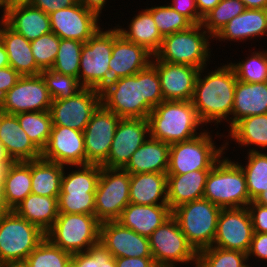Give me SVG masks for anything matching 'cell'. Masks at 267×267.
Here are the masks:
<instances>
[{
    "label": "cell",
    "mask_w": 267,
    "mask_h": 267,
    "mask_svg": "<svg viewBox=\"0 0 267 267\" xmlns=\"http://www.w3.org/2000/svg\"><path fill=\"white\" fill-rule=\"evenodd\" d=\"M21 75L11 66L0 68V99L18 82Z\"/></svg>",
    "instance_id": "obj_52"
},
{
    "label": "cell",
    "mask_w": 267,
    "mask_h": 267,
    "mask_svg": "<svg viewBox=\"0 0 267 267\" xmlns=\"http://www.w3.org/2000/svg\"><path fill=\"white\" fill-rule=\"evenodd\" d=\"M52 97L40 74L21 76L0 99V109L9 115L22 112L49 111Z\"/></svg>",
    "instance_id": "obj_14"
},
{
    "label": "cell",
    "mask_w": 267,
    "mask_h": 267,
    "mask_svg": "<svg viewBox=\"0 0 267 267\" xmlns=\"http://www.w3.org/2000/svg\"><path fill=\"white\" fill-rule=\"evenodd\" d=\"M247 9H267V0H241Z\"/></svg>",
    "instance_id": "obj_58"
},
{
    "label": "cell",
    "mask_w": 267,
    "mask_h": 267,
    "mask_svg": "<svg viewBox=\"0 0 267 267\" xmlns=\"http://www.w3.org/2000/svg\"><path fill=\"white\" fill-rule=\"evenodd\" d=\"M172 215L169 205H140L129 203L117 220L123 226L149 238Z\"/></svg>",
    "instance_id": "obj_26"
},
{
    "label": "cell",
    "mask_w": 267,
    "mask_h": 267,
    "mask_svg": "<svg viewBox=\"0 0 267 267\" xmlns=\"http://www.w3.org/2000/svg\"><path fill=\"white\" fill-rule=\"evenodd\" d=\"M100 242L117 257H152L149 238L144 237L116 221L100 225Z\"/></svg>",
    "instance_id": "obj_21"
},
{
    "label": "cell",
    "mask_w": 267,
    "mask_h": 267,
    "mask_svg": "<svg viewBox=\"0 0 267 267\" xmlns=\"http://www.w3.org/2000/svg\"><path fill=\"white\" fill-rule=\"evenodd\" d=\"M248 205L251 206L247 208L252 219L254 233H267V207L254 201Z\"/></svg>",
    "instance_id": "obj_49"
},
{
    "label": "cell",
    "mask_w": 267,
    "mask_h": 267,
    "mask_svg": "<svg viewBox=\"0 0 267 267\" xmlns=\"http://www.w3.org/2000/svg\"><path fill=\"white\" fill-rule=\"evenodd\" d=\"M221 210V207L201 198L176 207L172 215L176 218L188 243L198 253L213 246Z\"/></svg>",
    "instance_id": "obj_5"
},
{
    "label": "cell",
    "mask_w": 267,
    "mask_h": 267,
    "mask_svg": "<svg viewBox=\"0 0 267 267\" xmlns=\"http://www.w3.org/2000/svg\"><path fill=\"white\" fill-rule=\"evenodd\" d=\"M30 0H3L4 6L15 3H28Z\"/></svg>",
    "instance_id": "obj_62"
},
{
    "label": "cell",
    "mask_w": 267,
    "mask_h": 267,
    "mask_svg": "<svg viewBox=\"0 0 267 267\" xmlns=\"http://www.w3.org/2000/svg\"><path fill=\"white\" fill-rule=\"evenodd\" d=\"M101 101L120 118L147 119L164 101L157 69L150 64L135 75L111 81L101 90Z\"/></svg>",
    "instance_id": "obj_1"
},
{
    "label": "cell",
    "mask_w": 267,
    "mask_h": 267,
    "mask_svg": "<svg viewBox=\"0 0 267 267\" xmlns=\"http://www.w3.org/2000/svg\"><path fill=\"white\" fill-rule=\"evenodd\" d=\"M41 158L61 165H86L84 134L69 127L52 126Z\"/></svg>",
    "instance_id": "obj_20"
},
{
    "label": "cell",
    "mask_w": 267,
    "mask_h": 267,
    "mask_svg": "<svg viewBox=\"0 0 267 267\" xmlns=\"http://www.w3.org/2000/svg\"><path fill=\"white\" fill-rule=\"evenodd\" d=\"M170 145L150 137L131 156L123 168L129 174L167 173Z\"/></svg>",
    "instance_id": "obj_28"
},
{
    "label": "cell",
    "mask_w": 267,
    "mask_h": 267,
    "mask_svg": "<svg viewBox=\"0 0 267 267\" xmlns=\"http://www.w3.org/2000/svg\"><path fill=\"white\" fill-rule=\"evenodd\" d=\"M203 198L221 208L248 206L251 200L241 165L219 159L209 171Z\"/></svg>",
    "instance_id": "obj_4"
},
{
    "label": "cell",
    "mask_w": 267,
    "mask_h": 267,
    "mask_svg": "<svg viewBox=\"0 0 267 267\" xmlns=\"http://www.w3.org/2000/svg\"><path fill=\"white\" fill-rule=\"evenodd\" d=\"M0 142L14 162L41 158V151L33 144L20 126L15 115L1 110Z\"/></svg>",
    "instance_id": "obj_25"
},
{
    "label": "cell",
    "mask_w": 267,
    "mask_h": 267,
    "mask_svg": "<svg viewBox=\"0 0 267 267\" xmlns=\"http://www.w3.org/2000/svg\"><path fill=\"white\" fill-rule=\"evenodd\" d=\"M3 9L2 20L28 41L52 32L50 16L29 3L6 5Z\"/></svg>",
    "instance_id": "obj_24"
},
{
    "label": "cell",
    "mask_w": 267,
    "mask_h": 267,
    "mask_svg": "<svg viewBox=\"0 0 267 267\" xmlns=\"http://www.w3.org/2000/svg\"><path fill=\"white\" fill-rule=\"evenodd\" d=\"M201 27L202 24H194L186 30L163 37L162 45L155 56L160 61L190 65L202 70L206 65V58L209 57V42L206 31L200 33Z\"/></svg>",
    "instance_id": "obj_10"
},
{
    "label": "cell",
    "mask_w": 267,
    "mask_h": 267,
    "mask_svg": "<svg viewBox=\"0 0 267 267\" xmlns=\"http://www.w3.org/2000/svg\"><path fill=\"white\" fill-rule=\"evenodd\" d=\"M0 127H1V109H0Z\"/></svg>",
    "instance_id": "obj_66"
},
{
    "label": "cell",
    "mask_w": 267,
    "mask_h": 267,
    "mask_svg": "<svg viewBox=\"0 0 267 267\" xmlns=\"http://www.w3.org/2000/svg\"><path fill=\"white\" fill-rule=\"evenodd\" d=\"M129 198L132 204L168 205L167 173L130 174ZM159 198L162 200L157 204Z\"/></svg>",
    "instance_id": "obj_31"
},
{
    "label": "cell",
    "mask_w": 267,
    "mask_h": 267,
    "mask_svg": "<svg viewBox=\"0 0 267 267\" xmlns=\"http://www.w3.org/2000/svg\"><path fill=\"white\" fill-rule=\"evenodd\" d=\"M64 165L42 158L31 160V192L40 196L59 197Z\"/></svg>",
    "instance_id": "obj_35"
},
{
    "label": "cell",
    "mask_w": 267,
    "mask_h": 267,
    "mask_svg": "<svg viewBox=\"0 0 267 267\" xmlns=\"http://www.w3.org/2000/svg\"><path fill=\"white\" fill-rule=\"evenodd\" d=\"M153 57L143 46L125 39L117 29H113V50L109 61L110 82L132 76L147 68Z\"/></svg>",
    "instance_id": "obj_23"
},
{
    "label": "cell",
    "mask_w": 267,
    "mask_h": 267,
    "mask_svg": "<svg viewBox=\"0 0 267 267\" xmlns=\"http://www.w3.org/2000/svg\"><path fill=\"white\" fill-rule=\"evenodd\" d=\"M40 75L53 100L67 99L84 88L76 77L64 75L52 68L43 70Z\"/></svg>",
    "instance_id": "obj_44"
},
{
    "label": "cell",
    "mask_w": 267,
    "mask_h": 267,
    "mask_svg": "<svg viewBox=\"0 0 267 267\" xmlns=\"http://www.w3.org/2000/svg\"><path fill=\"white\" fill-rule=\"evenodd\" d=\"M31 161H17L8 166L4 177L5 198L14 210L31 192Z\"/></svg>",
    "instance_id": "obj_34"
},
{
    "label": "cell",
    "mask_w": 267,
    "mask_h": 267,
    "mask_svg": "<svg viewBox=\"0 0 267 267\" xmlns=\"http://www.w3.org/2000/svg\"><path fill=\"white\" fill-rule=\"evenodd\" d=\"M237 76V80L245 83L267 82V53H255L247 61L229 64Z\"/></svg>",
    "instance_id": "obj_46"
},
{
    "label": "cell",
    "mask_w": 267,
    "mask_h": 267,
    "mask_svg": "<svg viewBox=\"0 0 267 267\" xmlns=\"http://www.w3.org/2000/svg\"><path fill=\"white\" fill-rule=\"evenodd\" d=\"M254 202L267 207V189L259 194V196L254 200Z\"/></svg>",
    "instance_id": "obj_61"
},
{
    "label": "cell",
    "mask_w": 267,
    "mask_h": 267,
    "mask_svg": "<svg viewBox=\"0 0 267 267\" xmlns=\"http://www.w3.org/2000/svg\"><path fill=\"white\" fill-rule=\"evenodd\" d=\"M14 211L46 233L58 217V197L30 193Z\"/></svg>",
    "instance_id": "obj_32"
},
{
    "label": "cell",
    "mask_w": 267,
    "mask_h": 267,
    "mask_svg": "<svg viewBox=\"0 0 267 267\" xmlns=\"http://www.w3.org/2000/svg\"><path fill=\"white\" fill-rule=\"evenodd\" d=\"M245 9L241 0H221L203 17L202 25L211 37H215L231 19L243 13Z\"/></svg>",
    "instance_id": "obj_41"
},
{
    "label": "cell",
    "mask_w": 267,
    "mask_h": 267,
    "mask_svg": "<svg viewBox=\"0 0 267 267\" xmlns=\"http://www.w3.org/2000/svg\"><path fill=\"white\" fill-rule=\"evenodd\" d=\"M51 30L60 39H71L86 43L100 28L98 16L87 10L79 1L68 8L49 14Z\"/></svg>",
    "instance_id": "obj_19"
},
{
    "label": "cell",
    "mask_w": 267,
    "mask_h": 267,
    "mask_svg": "<svg viewBox=\"0 0 267 267\" xmlns=\"http://www.w3.org/2000/svg\"><path fill=\"white\" fill-rule=\"evenodd\" d=\"M267 32V9H245L231 19L215 36L219 39L244 40Z\"/></svg>",
    "instance_id": "obj_33"
},
{
    "label": "cell",
    "mask_w": 267,
    "mask_h": 267,
    "mask_svg": "<svg viewBox=\"0 0 267 267\" xmlns=\"http://www.w3.org/2000/svg\"><path fill=\"white\" fill-rule=\"evenodd\" d=\"M0 267H5V264H3L1 261H0Z\"/></svg>",
    "instance_id": "obj_65"
},
{
    "label": "cell",
    "mask_w": 267,
    "mask_h": 267,
    "mask_svg": "<svg viewBox=\"0 0 267 267\" xmlns=\"http://www.w3.org/2000/svg\"><path fill=\"white\" fill-rule=\"evenodd\" d=\"M0 28V40L6 48L9 65L21 76L38 75L42 71L37 67L31 51V44L24 36L11 29L3 20Z\"/></svg>",
    "instance_id": "obj_30"
},
{
    "label": "cell",
    "mask_w": 267,
    "mask_h": 267,
    "mask_svg": "<svg viewBox=\"0 0 267 267\" xmlns=\"http://www.w3.org/2000/svg\"><path fill=\"white\" fill-rule=\"evenodd\" d=\"M113 50V30L98 31L83 44L78 80L81 85L101 91L110 83L109 61ZM82 68V69H81ZM82 70V72H80ZM82 75H81V74Z\"/></svg>",
    "instance_id": "obj_9"
},
{
    "label": "cell",
    "mask_w": 267,
    "mask_h": 267,
    "mask_svg": "<svg viewBox=\"0 0 267 267\" xmlns=\"http://www.w3.org/2000/svg\"><path fill=\"white\" fill-rule=\"evenodd\" d=\"M157 59L151 64L157 69L164 100L191 101L200 69Z\"/></svg>",
    "instance_id": "obj_22"
},
{
    "label": "cell",
    "mask_w": 267,
    "mask_h": 267,
    "mask_svg": "<svg viewBox=\"0 0 267 267\" xmlns=\"http://www.w3.org/2000/svg\"><path fill=\"white\" fill-rule=\"evenodd\" d=\"M129 194L130 174L121 168L101 166L95 192V217L101 223L118 220L123 209L130 203Z\"/></svg>",
    "instance_id": "obj_11"
},
{
    "label": "cell",
    "mask_w": 267,
    "mask_h": 267,
    "mask_svg": "<svg viewBox=\"0 0 267 267\" xmlns=\"http://www.w3.org/2000/svg\"><path fill=\"white\" fill-rule=\"evenodd\" d=\"M232 113L235 117L230 118V127L243 118L267 114V82L245 83L237 80Z\"/></svg>",
    "instance_id": "obj_29"
},
{
    "label": "cell",
    "mask_w": 267,
    "mask_h": 267,
    "mask_svg": "<svg viewBox=\"0 0 267 267\" xmlns=\"http://www.w3.org/2000/svg\"><path fill=\"white\" fill-rule=\"evenodd\" d=\"M145 133H150L148 119L121 118L114 133L109 156L101 166L123 169L132 154L146 141Z\"/></svg>",
    "instance_id": "obj_18"
},
{
    "label": "cell",
    "mask_w": 267,
    "mask_h": 267,
    "mask_svg": "<svg viewBox=\"0 0 267 267\" xmlns=\"http://www.w3.org/2000/svg\"><path fill=\"white\" fill-rule=\"evenodd\" d=\"M230 133L240 145L267 147V114L253 115L237 121L230 128Z\"/></svg>",
    "instance_id": "obj_37"
},
{
    "label": "cell",
    "mask_w": 267,
    "mask_h": 267,
    "mask_svg": "<svg viewBox=\"0 0 267 267\" xmlns=\"http://www.w3.org/2000/svg\"><path fill=\"white\" fill-rule=\"evenodd\" d=\"M15 116L29 139L42 152L48 143L53 126L50 112H22Z\"/></svg>",
    "instance_id": "obj_38"
},
{
    "label": "cell",
    "mask_w": 267,
    "mask_h": 267,
    "mask_svg": "<svg viewBox=\"0 0 267 267\" xmlns=\"http://www.w3.org/2000/svg\"><path fill=\"white\" fill-rule=\"evenodd\" d=\"M162 37L186 30L194 24L185 16L169 6H157L148 9Z\"/></svg>",
    "instance_id": "obj_45"
},
{
    "label": "cell",
    "mask_w": 267,
    "mask_h": 267,
    "mask_svg": "<svg viewBox=\"0 0 267 267\" xmlns=\"http://www.w3.org/2000/svg\"><path fill=\"white\" fill-rule=\"evenodd\" d=\"M77 2L78 0H30L28 3L49 15L59 9L71 7Z\"/></svg>",
    "instance_id": "obj_51"
},
{
    "label": "cell",
    "mask_w": 267,
    "mask_h": 267,
    "mask_svg": "<svg viewBox=\"0 0 267 267\" xmlns=\"http://www.w3.org/2000/svg\"><path fill=\"white\" fill-rule=\"evenodd\" d=\"M208 132L170 145L167 174H184L195 170H211L225 146L216 149Z\"/></svg>",
    "instance_id": "obj_12"
},
{
    "label": "cell",
    "mask_w": 267,
    "mask_h": 267,
    "mask_svg": "<svg viewBox=\"0 0 267 267\" xmlns=\"http://www.w3.org/2000/svg\"><path fill=\"white\" fill-rule=\"evenodd\" d=\"M116 267H158L153 257H117Z\"/></svg>",
    "instance_id": "obj_54"
},
{
    "label": "cell",
    "mask_w": 267,
    "mask_h": 267,
    "mask_svg": "<svg viewBox=\"0 0 267 267\" xmlns=\"http://www.w3.org/2000/svg\"><path fill=\"white\" fill-rule=\"evenodd\" d=\"M221 0H195L199 14L204 17L210 12Z\"/></svg>",
    "instance_id": "obj_56"
},
{
    "label": "cell",
    "mask_w": 267,
    "mask_h": 267,
    "mask_svg": "<svg viewBox=\"0 0 267 267\" xmlns=\"http://www.w3.org/2000/svg\"><path fill=\"white\" fill-rule=\"evenodd\" d=\"M72 254L52 244L46 237L23 262L26 267H68Z\"/></svg>",
    "instance_id": "obj_39"
},
{
    "label": "cell",
    "mask_w": 267,
    "mask_h": 267,
    "mask_svg": "<svg viewBox=\"0 0 267 267\" xmlns=\"http://www.w3.org/2000/svg\"><path fill=\"white\" fill-rule=\"evenodd\" d=\"M83 42L60 39L59 49L52 69L78 79Z\"/></svg>",
    "instance_id": "obj_43"
},
{
    "label": "cell",
    "mask_w": 267,
    "mask_h": 267,
    "mask_svg": "<svg viewBox=\"0 0 267 267\" xmlns=\"http://www.w3.org/2000/svg\"><path fill=\"white\" fill-rule=\"evenodd\" d=\"M247 258L245 252L225 250L214 245L198 252L195 267H249L244 263Z\"/></svg>",
    "instance_id": "obj_42"
},
{
    "label": "cell",
    "mask_w": 267,
    "mask_h": 267,
    "mask_svg": "<svg viewBox=\"0 0 267 267\" xmlns=\"http://www.w3.org/2000/svg\"><path fill=\"white\" fill-rule=\"evenodd\" d=\"M209 171L167 174V202L171 211L180 205L203 198Z\"/></svg>",
    "instance_id": "obj_27"
},
{
    "label": "cell",
    "mask_w": 267,
    "mask_h": 267,
    "mask_svg": "<svg viewBox=\"0 0 267 267\" xmlns=\"http://www.w3.org/2000/svg\"><path fill=\"white\" fill-rule=\"evenodd\" d=\"M87 10L94 12L98 17L105 0H78Z\"/></svg>",
    "instance_id": "obj_57"
},
{
    "label": "cell",
    "mask_w": 267,
    "mask_h": 267,
    "mask_svg": "<svg viewBox=\"0 0 267 267\" xmlns=\"http://www.w3.org/2000/svg\"><path fill=\"white\" fill-rule=\"evenodd\" d=\"M129 26V31L118 28L119 33L128 41L143 46L154 56L162 45L163 37L157 29L151 12L146 9L139 13Z\"/></svg>",
    "instance_id": "obj_36"
},
{
    "label": "cell",
    "mask_w": 267,
    "mask_h": 267,
    "mask_svg": "<svg viewBox=\"0 0 267 267\" xmlns=\"http://www.w3.org/2000/svg\"><path fill=\"white\" fill-rule=\"evenodd\" d=\"M73 267H116L115 258L101 244L91 246L87 251L72 254Z\"/></svg>",
    "instance_id": "obj_48"
},
{
    "label": "cell",
    "mask_w": 267,
    "mask_h": 267,
    "mask_svg": "<svg viewBox=\"0 0 267 267\" xmlns=\"http://www.w3.org/2000/svg\"><path fill=\"white\" fill-rule=\"evenodd\" d=\"M254 235L247 207L222 208L213 244L225 250L248 253Z\"/></svg>",
    "instance_id": "obj_16"
},
{
    "label": "cell",
    "mask_w": 267,
    "mask_h": 267,
    "mask_svg": "<svg viewBox=\"0 0 267 267\" xmlns=\"http://www.w3.org/2000/svg\"><path fill=\"white\" fill-rule=\"evenodd\" d=\"M5 267H26L24 263H11L6 264Z\"/></svg>",
    "instance_id": "obj_63"
},
{
    "label": "cell",
    "mask_w": 267,
    "mask_h": 267,
    "mask_svg": "<svg viewBox=\"0 0 267 267\" xmlns=\"http://www.w3.org/2000/svg\"><path fill=\"white\" fill-rule=\"evenodd\" d=\"M9 165L11 164H0V215L11 211L8 208L4 191V177Z\"/></svg>",
    "instance_id": "obj_55"
},
{
    "label": "cell",
    "mask_w": 267,
    "mask_h": 267,
    "mask_svg": "<svg viewBox=\"0 0 267 267\" xmlns=\"http://www.w3.org/2000/svg\"><path fill=\"white\" fill-rule=\"evenodd\" d=\"M200 71L191 102L202 123L220 122L232 114L237 76L230 65L222 66L204 79Z\"/></svg>",
    "instance_id": "obj_2"
},
{
    "label": "cell",
    "mask_w": 267,
    "mask_h": 267,
    "mask_svg": "<svg viewBox=\"0 0 267 267\" xmlns=\"http://www.w3.org/2000/svg\"><path fill=\"white\" fill-rule=\"evenodd\" d=\"M149 137L169 145L196 137L202 124L191 101L164 100L149 113Z\"/></svg>",
    "instance_id": "obj_3"
},
{
    "label": "cell",
    "mask_w": 267,
    "mask_h": 267,
    "mask_svg": "<svg viewBox=\"0 0 267 267\" xmlns=\"http://www.w3.org/2000/svg\"><path fill=\"white\" fill-rule=\"evenodd\" d=\"M14 161L11 159V157L6 152L5 147L0 142V164H12Z\"/></svg>",
    "instance_id": "obj_60"
},
{
    "label": "cell",
    "mask_w": 267,
    "mask_h": 267,
    "mask_svg": "<svg viewBox=\"0 0 267 267\" xmlns=\"http://www.w3.org/2000/svg\"><path fill=\"white\" fill-rule=\"evenodd\" d=\"M170 6L187 17L193 24H202L203 17L199 14L195 0H173Z\"/></svg>",
    "instance_id": "obj_50"
},
{
    "label": "cell",
    "mask_w": 267,
    "mask_h": 267,
    "mask_svg": "<svg viewBox=\"0 0 267 267\" xmlns=\"http://www.w3.org/2000/svg\"><path fill=\"white\" fill-rule=\"evenodd\" d=\"M251 254L267 260V233H254L247 256Z\"/></svg>",
    "instance_id": "obj_53"
},
{
    "label": "cell",
    "mask_w": 267,
    "mask_h": 267,
    "mask_svg": "<svg viewBox=\"0 0 267 267\" xmlns=\"http://www.w3.org/2000/svg\"><path fill=\"white\" fill-rule=\"evenodd\" d=\"M63 172L58 197V212L65 214H95V192L101 174V165H82L66 177Z\"/></svg>",
    "instance_id": "obj_8"
},
{
    "label": "cell",
    "mask_w": 267,
    "mask_h": 267,
    "mask_svg": "<svg viewBox=\"0 0 267 267\" xmlns=\"http://www.w3.org/2000/svg\"><path fill=\"white\" fill-rule=\"evenodd\" d=\"M120 117L102 104L93 113L84 134L86 165H102L109 156L114 133Z\"/></svg>",
    "instance_id": "obj_17"
},
{
    "label": "cell",
    "mask_w": 267,
    "mask_h": 267,
    "mask_svg": "<svg viewBox=\"0 0 267 267\" xmlns=\"http://www.w3.org/2000/svg\"><path fill=\"white\" fill-rule=\"evenodd\" d=\"M248 158L245 169L241 168L245 173L250 200L254 201L267 189V154L250 150Z\"/></svg>",
    "instance_id": "obj_40"
},
{
    "label": "cell",
    "mask_w": 267,
    "mask_h": 267,
    "mask_svg": "<svg viewBox=\"0 0 267 267\" xmlns=\"http://www.w3.org/2000/svg\"><path fill=\"white\" fill-rule=\"evenodd\" d=\"M36 225L11 210L0 216V261L3 264L23 263L45 239Z\"/></svg>",
    "instance_id": "obj_6"
},
{
    "label": "cell",
    "mask_w": 267,
    "mask_h": 267,
    "mask_svg": "<svg viewBox=\"0 0 267 267\" xmlns=\"http://www.w3.org/2000/svg\"><path fill=\"white\" fill-rule=\"evenodd\" d=\"M0 6H1V7H5V6H4V3H3V0H0Z\"/></svg>",
    "instance_id": "obj_64"
},
{
    "label": "cell",
    "mask_w": 267,
    "mask_h": 267,
    "mask_svg": "<svg viewBox=\"0 0 267 267\" xmlns=\"http://www.w3.org/2000/svg\"><path fill=\"white\" fill-rule=\"evenodd\" d=\"M30 44L37 67L41 71L52 68L59 49L60 38L50 32L30 41Z\"/></svg>",
    "instance_id": "obj_47"
},
{
    "label": "cell",
    "mask_w": 267,
    "mask_h": 267,
    "mask_svg": "<svg viewBox=\"0 0 267 267\" xmlns=\"http://www.w3.org/2000/svg\"><path fill=\"white\" fill-rule=\"evenodd\" d=\"M100 225L95 215L59 213L45 235L55 246L75 254L100 242Z\"/></svg>",
    "instance_id": "obj_7"
},
{
    "label": "cell",
    "mask_w": 267,
    "mask_h": 267,
    "mask_svg": "<svg viewBox=\"0 0 267 267\" xmlns=\"http://www.w3.org/2000/svg\"><path fill=\"white\" fill-rule=\"evenodd\" d=\"M101 102V91L91 88H83L67 99L53 100L49 110L52 125L83 132Z\"/></svg>",
    "instance_id": "obj_15"
},
{
    "label": "cell",
    "mask_w": 267,
    "mask_h": 267,
    "mask_svg": "<svg viewBox=\"0 0 267 267\" xmlns=\"http://www.w3.org/2000/svg\"><path fill=\"white\" fill-rule=\"evenodd\" d=\"M150 251L158 267H175V262L196 261L198 253L188 243L176 218L171 215L149 237Z\"/></svg>",
    "instance_id": "obj_13"
},
{
    "label": "cell",
    "mask_w": 267,
    "mask_h": 267,
    "mask_svg": "<svg viewBox=\"0 0 267 267\" xmlns=\"http://www.w3.org/2000/svg\"><path fill=\"white\" fill-rule=\"evenodd\" d=\"M9 59L4 44L0 40V68L8 67Z\"/></svg>",
    "instance_id": "obj_59"
}]
</instances>
